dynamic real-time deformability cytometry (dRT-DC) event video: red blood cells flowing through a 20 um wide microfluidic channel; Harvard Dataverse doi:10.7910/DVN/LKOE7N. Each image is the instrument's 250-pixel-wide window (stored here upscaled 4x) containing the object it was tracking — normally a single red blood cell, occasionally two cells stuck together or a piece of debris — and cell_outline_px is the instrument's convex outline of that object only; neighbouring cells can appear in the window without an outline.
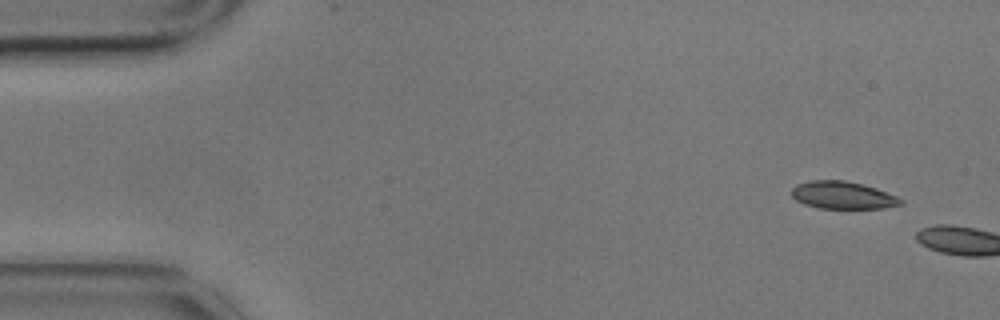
{"species": "common noctule bat (a hibernating species)", "species_latin": "Nyctalus noctula", "temperature_condition": "cold", "stored_images_in_passage": 2, "camera_frame_rate_fps": 3000, "um_per_image_px": 0.085, "animal": {"sex": "male", "body_mass_g": 17.9}, "frame": {"image": 1, "passage_image": 1, "time_ms": 0.0, "image_size_px": [1000, 320], "cell_outline_px": [[904, 204], [884, 208], [820, 208], [804, 204], [796, 200], [792, 196], [792, 188], [796, 184], [812, 180], [844, 180], [876, 188], [896, 196], [904, 200]], "centroid_in_image_um": [71.64, 16.59], "position_along_channel_um": 13.4, "area_um2": 17.4}}